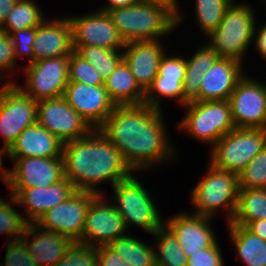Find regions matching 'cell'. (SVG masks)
Instances as JSON below:
<instances>
[{"label": "cell", "mask_w": 266, "mask_h": 266, "mask_svg": "<svg viewBox=\"0 0 266 266\" xmlns=\"http://www.w3.org/2000/svg\"><path fill=\"white\" fill-rule=\"evenodd\" d=\"M162 112L145 104L116 106L98 129L132 171L149 169L176 155L168 142Z\"/></svg>", "instance_id": "obj_1"}, {"label": "cell", "mask_w": 266, "mask_h": 266, "mask_svg": "<svg viewBox=\"0 0 266 266\" xmlns=\"http://www.w3.org/2000/svg\"><path fill=\"white\" fill-rule=\"evenodd\" d=\"M62 157L65 178L76 190L102 194L96 189L101 182L109 180L114 186L133 174L120 151L99 129L64 143Z\"/></svg>", "instance_id": "obj_2"}, {"label": "cell", "mask_w": 266, "mask_h": 266, "mask_svg": "<svg viewBox=\"0 0 266 266\" xmlns=\"http://www.w3.org/2000/svg\"><path fill=\"white\" fill-rule=\"evenodd\" d=\"M107 13L125 43L159 40L177 27L176 16L162 5L138 1Z\"/></svg>", "instance_id": "obj_3"}, {"label": "cell", "mask_w": 266, "mask_h": 266, "mask_svg": "<svg viewBox=\"0 0 266 266\" xmlns=\"http://www.w3.org/2000/svg\"><path fill=\"white\" fill-rule=\"evenodd\" d=\"M250 4H231L219 26L207 36L208 45L219 58H230L242 63L244 53L254 39L255 17Z\"/></svg>", "instance_id": "obj_4"}, {"label": "cell", "mask_w": 266, "mask_h": 266, "mask_svg": "<svg viewBox=\"0 0 266 266\" xmlns=\"http://www.w3.org/2000/svg\"><path fill=\"white\" fill-rule=\"evenodd\" d=\"M206 176L191 192L197 211L194 214L213 217L221 207H226L228 223L233 219L238 199V176L209 163Z\"/></svg>", "instance_id": "obj_5"}, {"label": "cell", "mask_w": 266, "mask_h": 266, "mask_svg": "<svg viewBox=\"0 0 266 266\" xmlns=\"http://www.w3.org/2000/svg\"><path fill=\"white\" fill-rule=\"evenodd\" d=\"M265 146L266 129L234 128L211 146L210 163L238 176Z\"/></svg>", "instance_id": "obj_6"}, {"label": "cell", "mask_w": 266, "mask_h": 266, "mask_svg": "<svg viewBox=\"0 0 266 266\" xmlns=\"http://www.w3.org/2000/svg\"><path fill=\"white\" fill-rule=\"evenodd\" d=\"M181 120L180 129L212 146L235 127L228 100L194 101Z\"/></svg>", "instance_id": "obj_7"}, {"label": "cell", "mask_w": 266, "mask_h": 266, "mask_svg": "<svg viewBox=\"0 0 266 266\" xmlns=\"http://www.w3.org/2000/svg\"><path fill=\"white\" fill-rule=\"evenodd\" d=\"M113 188L116 196L114 206L123 217L126 229L132 223L153 234L163 225L153 199L133 174Z\"/></svg>", "instance_id": "obj_8"}, {"label": "cell", "mask_w": 266, "mask_h": 266, "mask_svg": "<svg viewBox=\"0 0 266 266\" xmlns=\"http://www.w3.org/2000/svg\"><path fill=\"white\" fill-rule=\"evenodd\" d=\"M37 122V101L25 94L15 82L0 88V132L4 148L10 149L21 132Z\"/></svg>", "instance_id": "obj_9"}, {"label": "cell", "mask_w": 266, "mask_h": 266, "mask_svg": "<svg viewBox=\"0 0 266 266\" xmlns=\"http://www.w3.org/2000/svg\"><path fill=\"white\" fill-rule=\"evenodd\" d=\"M24 71L26 88L15 84L33 100L60 97L69 83V56L38 60L28 64Z\"/></svg>", "instance_id": "obj_10"}, {"label": "cell", "mask_w": 266, "mask_h": 266, "mask_svg": "<svg viewBox=\"0 0 266 266\" xmlns=\"http://www.w3.org/2000/svg\"><path fill=\"white\" fill-rule=\"evenodd\" d=\"M37 122L63 144L80 139L93 130L64 96L38 101Z\"/></svg>", "instance_id": "obj_11"}, {"label": "cell", "mask_w": 266, "mask_h": 266, "mask_svg": "<svg viewBox=\"0 0 266 266\" xmlns=\"http://www.w3.org/2000/svg\"><path fill=\"white\" fill-rule=\"evenodd\" d=\"M97 195L91 191L76 190L66 201L48 210L37 224L43 229L81 243L86 213Z\"/></svg>", "instance_id": "obj_12"}, {"label": "cell", "mask_w": 266, "mask_h": 266, "mask_svg": "<svg viewBox=\"0 0 266 266\" xmlns=\"http://www.w3.org/2000/svg\"><path fill=\"white\" fill-rule=\"evenodd\" d=\"M228 102L236 128L266 129V85L243 76Z\"/></svg>", "instance_id": "obj_13"}, {"label": "cell", "mask_w": 266, "mask_h": 266, "mask_svg": "<svg viewBox=\"0 0 266 266\" xmlns=\"http://www.w3.org/2000/svg\"><path fill=\"white\" fill-rule=\"evenodd\" d=\"M98 194L90 203L86 213L81 244L98 247L108 245L125 235L123 217L113 204L109 205L103 196Z\"/></svg>", "instance_id": "obj_14"}, {"label": "cell", "mask_w": 266, "mask_h": 266, "mask_svg": "<svg viewBox=\"0 0 266 266\" xmlns=\"http://www.w3.org/2000/svg\"><path fill=\"white\" fill-rule=\"evenodd\" d=\"M72 26L73 47L98 46L106 49L124 48L125 42L107 12L69 17Z\"/></svg>", "instance_id": "obj_15"}, {"label": "cell", "mask_w": 266, "mask_h": 266, "mask_svg": "<svg viewBox=\"0 0 266 266\" xmlns=\"http://www.w3.org/2000/svg\"><path fill=\"white\" fill-rule=\"evenodd\" d=\"M63 96L93 129H98L116 107L104 85L69 82Z\"/></svg>", "instance_id": "obj_16"}, {"label": "cell", "mask_w": 266, "mask_h": 266, "mask_svg": "<svg viewBox=\"0 0 266 266\" xmlns=\"http://www.w3.org/2000/svg\"><path fill=\"white\" fill-rule=\"evenodd\" d=\"M10 189L48 187L65 178L63 157L11 158Z\"/></svg>", "instance_id": "obj_17"}, {"label": "cell", "mask_w": 266, "mask_h": 266, "mask_svg": "<svg viewBox=\"0 0 266 266\" xmlns=\"http://www.w3.org/2000/svg\"><path fill=\"white\" fill-rule=\"evenodd\" d=\"M211 218L197 214L180 213L164 223L179 241L187 257L200 249H207L216 241L215 232L211 227Z\"/></svg>", "instance_id": "obj_18"}, {"label": "cell", "mask_w": 266, "mask_h": 266, "mask_svg": "<svg viewBox=\"0 0 266 266\" xmlns=\"http://www.w3.org/2000/svg\"><path fill=\"white\" fill-rule=\"evenodd\" d=\"M10 190L11 196H14L16 199V204H22L27 207V223H37L48 210L66 201L76 191L73 184L67 178L48 187Z\"/></svg>", "instance_id": "obj_19"}, {"label": "cell", "mask_w": 266, "mask_h": 266, "mask_svg": "<svg viewBox=\"0 0 266 266\" xmlns=\"http://www.w3.org/2000/svg\"><path fill=\"white\" fill-rule=\"evenodd\" d=\"M30 235L33 237L31 242L28 239ZM22 239L37 266H55L75 243L71 238L43 229L37 223L26 225Z\"/></svg>", "instance_id": "obj_20"}, {"label": "cell", "mask_w": 266, "mask_h": 266, "mask_svg": "<svg viewBox=\"0 0 266 266\" xmlns=\"http://www.w3.org/2000/svg\"><path fill=\"white\" fill-rule=\"evenodd\" d=\"M34 62L42 59L70 56L73 49L72 26L68 18L44 20L36 27L32 46Z\"/></svg>", "instance_id": "obj_21"}, {"label": "cell", "mask_w": 266, "mask_h": 266, "mask_svg": "<svg viewBox=\"0 0 266 266\" xmlns=\"http://www.w3.org/2000/svg\"><path fill=\"white\" fill-rule=\"evenodd\" d=\"M162 47L158 40L125 43L123 59L144 92L158 74L161 57L165 54Z\"/></svg>", "instance_id": "obj_22"}, {"label": "cell", "mask_w": 266, "mask_h": 266, "mask_svg": "<svg viewBox=\"0 0 266 266\" xmlns=\"http://www.w3.org/2000/svg\"><path fill=\"white\" fill-rule=\"evenodd\" d=\"M239 61L218 58L201 82L200 101L228 100L238 81L245 75Z\"/></svg>", "instance_id": "obj_23"}, {"label": "cell", "mask_w": 266, "mask_h": 266, "mask_svg": "<svg viewBox=\"0 0 266 266\" xmlns=\"http://www.w3.org/2000/svg\"><path fill=\"white\" fill-rule=\"evenodd\" d=\"M63 143L38 122L25 128L9 149V158L62 157Z\"/></svg>", "instance_id": "obj_24"}, {"label": "cell", "mask_w": 266, "mask_h": 266, "mask_svg": "<svg viewBox=\"0 0 266 266\" xmlns=\"http://www.w3.org/2000/svg\"><path fill=\"white\" fill-rule=\"evenodd\" d=\"M104 88L116 106L141 105L145 98V92L137 84L124 59L104 80Z\"/></svg>", "instance_id": "obj_25"}, {"label": "cell", "mask_w": 266, "mask_h": 266, "mask_svg": "<svg viewBox=\"0 0 266 266\" xmlns=\"http://www.w3.org/2000/svg\"><path fill=\"white\" fill-rule=\"evenodd\" d=\"M218 58V54L206 44L201 46L192 57L186 59V74L183 82L184 106L190 102L200 101L202 78Z\"/></svg>", "instance_id": "obj_26"}, {"label": "cell", "mask_w": 266, "mask_h": 266, "mask_svg": "<svg viewBox=\"0 0 266 266\" xmlns=\"http://www.w3.org/2000/svg\"><path fill=\"white\" fill-rule=\"evenodd\" d=\"M231 240L240 260L246 266H266V241L245 226L229 224Z\"/></svg>", "instance_id": "obj_27"}, {"label": "cell", "mask_w": 266, "mask_h": 266, "mask_svg": "<svg viewBox=\"0 0 266 266\" xmlns=\"http://www.w3.org/2000/svg\"><path fill=\"white\" fill-rule=\"evenodd\" d=\"M261 219H266V189H239L236 211L228 224L246 226Z\"/></svg>", "instance_id": "obj_28"}, {"label": "cell", "mask_w": 266, "mask_h": 266, "mask_svg": "<svg viewBox=\"0 0 266 266\" xmlns=\"http://www.w3.org/2000/svg\"><path fill=\"white\" fill-rule=\"evenodd\" d=\"M108 246L130 266H156V248L154 250L138 238L125 234Z\"/></svg>", "instance_id": "obj_29"}, {"label": "cell", "mask_w": 266, "mask_h": 266, "mask_svg": "<svg viewBox=\"0 0 266 266\" xmlns=\"http://www.w3.org/2000/svg\"><path fill=\"white\" fill-rule=\"evenodd\" d=\"M152 235L158 238L156 266H187L188 257L174 234L164 224Z\"/></svg>", "instance_id": "obj_30"}, {"label": "cell", "mask_w": 266, "mask_h": 266, "mask_svg": "<svg viewBox=\"0 0 266 266\" xmlns=\"http://www.w3.org/2000/svg\"><path fill=\"white\" fill-rule=\"evenodd\" d=\"M44 21L42 12L33 0H18L0 29L8 34L28 27H38Z\"/></svg>", "instance_id": "obj_31"}, {"label": "cell", "mask_w": 266, "mask_h": 266, "mask_svg": "<svg viewBox=\"0 0 266 266\" xmlns=\"http://www.w3.org/2000/svg\"><path fill=\"white\" fill-rule=\"evenodd\" d=\"M73 49L94 66L103 80L107 79L123 60V52L121 53L117 49H106L98 46H81L73 47Z\"/></svg>", "instance_id": "obj_32"}, {"label": "cell", "mask_w": 266, "mask_h": 266, "mask_svg": "<svg viewBox=\"0 0 266 266\" xmlns=\"http://www.w3.org/2000/svg\"><path fill=\"white\" fill-rule=\"evenodd\" d=\"M197 23L209 36L221 23L228 7L234 0H196Z\"/></svg>", "instance_id": "obj_33"}, {"label": "cell", "mask_w": 266, "mask_h": 266, "mask_svg": "<svg viewBox=\"0 0 266 266\" xmlns=\"http://www.w3.org/2000/svg\"><path fill=\"white\" fill-rule=\"evenodd\" d=\"M184 80L163 79V77H155L151 86L145 92L143 104L152 108L162 110L160 98L168 97L169 99L176 98L184 105Z\"/></svg>", "instance_id": "obj_34"}, {"label": "cell", "mask_w": 266, "mask_h": 266, "mask_svg": "<svg viewBox=\"0 0 266 266\" xmlns=\"http://www.w3.org/2000/svg\"><path fill=\"white\" fill-rule=\"evenodd\" d=\"M239 189H266V146L238 175Z\"/></svg>", "instance_id": "obj_35"}, {"label": "cell", "mask_w": 266, "mask_h": 266, "mask_svg": "<svg viewBox=\"0 0 266 266\" xmlns=\"http://www.w3.org/2000/svg\"><path fill=\"white\" fill-rule=\"evenodd\" d=\"M12 202L0 199V234H8L10 240L22 238L26 225V218L14 209L16 199L11 197ZM13 204V205H12ZM13 206V207H12Z\"/></svg>", "instance_id": "obj_36"}, {"label": "cell", "mask_w": 266, "mask_h": 266, "mask_svg": "<svg viewBox=\"0 0 266 266\" xmlns=\"http://www.w3.org/2000/svg\"><path fill=\"white\" fill-rule=\"evenodd\" d=\"M69 82H79L86 85H104V80L100 73L74 50L69 56Z\"/></svg>", "instance_id": "obj_37"}, {"label": "cell", "mask_w": 266, "mask_h": 266, "mask_svg": "<svg viewBox=\"0 0 266 266\" xmlns=\"http://www.w3.org/2000/svg\"><path fill=\"white\" fill-rule=\"evenodd\" d=\"M55 266H98L97 247L75 242Z\"/></svg>", "instance_id": "obj_38"}, {"label": "cell", "mask_w": 266, "mask_h": 266, "mask_svg": "<svg viewBox=\"0 0 266 266\" xmlns=\"http://www.w3.org/2000/svg\"><path fill=\"white\" fill-rule=\"evenodd\" d=\"M14 45V56L21 57L27 55L28 64L34 63L33 44L36 37V27H28L20 31H11L9 33Z\"/></svg>", "instance_id": "obj_39"}, {"label": "cell", "mask_w": 266, "mask_h": 266, "mask_svg": "<svg viewBox=\"0 0 266 266\" xmlns=\"http://www.w3.org/2000/svg\"><path fill=\"white\" fill-rule=\"evenodd\" d=\"M0 266H37L35 261L30 257L25 241L20 238L9 241L4 264Z\"/></svg>", "instance_id": "obj_40"}, {"label": "cell", "mask_w": 266, "mask_h": 266, "mask_svg": "<svg viewBox=\"0 0 266 266\" xmlns=\"http://www.w3.org/2000/svg\"><path fill=\"white\" fill-rule=\"evenodd\" d=\"M186 74V59L183 57L167 56L161 57L158 74L156 77L170 80H184Z\"/></svg>", "instance_id": "obj_41"}, {"label": "cell", "mask_w": 266, "mask_h": 266, "mask_svg": "<svg viewBox=\"0 0 266 266\" xmlns=\"http://www.w3.org/2000/svg\"><path fill=\"white\" fill-rule=\"evenodd\" d=\"M221 250L216 241L207 249H200L194 254H190L187 259V266H224Z\"/></svg>", "instance_id": "obj_42"}, {"label": "cell", "mask_w": 266, "mask_h": 266, "mask_svg": "<svg viewBox=\"0 0 266 266\" xmlns=\"http://www.w3.org/2000/svg\"><path fill=\"white\" fill-rule=\"evenodd\" d=\"M14 45L11 36L0 29V72L1 70H12L15 67ZM3 79L0 74V80Z\"/></svg>", "instance_id": "obj_43"}, {"label": "cell", "mask_w": 266, "mask_h": 266, "mask_svg": "<svg viewBox=\"0 0 266 266\" xmlns=\"http://www.w3.org/2000/svg\"><path fill=\"white\" fill-rule=\"evenodd\" d=\"M97 254L98 266H130L117 253L113 252L108 245L98 246Z\"/></svg>", "instance_id": "obj_44"}, {"label": "cell", "mask_w": 266, "mask_h": 266, "mask_svg": "<svg viewBox=\"0 0 266 266\" xmlns=\"http://www.w3.org/2000/svg\"><path fill=\"white\" fill-rule=\"evenodd\" d=\"M256 25L254 28V36L253 38L255 39V48L257 49L258 53L264 58L266 59V24H264L263 26H261V28L259 29V31H256ZM257 33V34H256ZM256 35V36H255Z\"/></svg>", "instance_id": "obj_45"}, {"label": "cell", "mask_w": 266, "mask_h": 266, "mask_svg": "<svg viewBox=\"0 0 266 266\" xmlns=\"http://www.w3.org/2000/svg\"><path fill=\"white\" fill-rule=\"evenodd\" d=\"M141 2L162 5L168 8L176 16V25H179L182 21V15L179 13L177 0H139Z\"/></svg>", "instance_id": "obj_46"}, {"label": "cell", "mask_w": 266, "mask_h": 266, "mask_svg": "<svg viewBox=\"0 0 266 266\" xmlns=\"http://www.w3.org/2000/svg\"><path fill=\"white\" fill-rule=\"evenodd\" d=\"M245 227L266 241V219L249 222Z\"/></svg>", "instance_id": "obj_47"}, {"label": "cell", "mask_w": 266, "mask_h": 266, "mask_svg": "<svg viewBox=\"0 0 266 266\" xmlns=\"http://www.w3.org/2000/svg\"><path fill=\"white\" fill-rule=\"evenodd\" d=\"M18 0H0V26L5 22L7 15L13 10Z\"/></svg>", "instance_id": "obj_48"}, {"label": "cell", "mask_w": 266, "mask_h": 266, "mask_svg": "<svg viewBox=\"0 0 266 266\" xmlns=\"http://www.w3.org/2000/svg\"><path fill=\"white\" fill-rule=\"evenodd\" d=\"M109 1V4L104 8H101L99 10L108 12L116 8H122V7H128L130 5L135 4L139 0H107Z\"/></svg>", "instance_id": "obj_49"}, {"label": "cell", "mask_w": 266, "mask_h": 266, "mask_svg": "<svg viewBox=\"0 0 266 266\" xmlns=\"http://www.w3.org/2000/svg\"><path fill=\"white\" fill-rule=\"evenodd\" d=\"M9 154V149H7V148H4V147H2V149H0V170H1V179H3L2 181L4 182V183H6L7 184V186L9 187L10 186V183H11V170H3L1 167H2V157H3V155L4 154ZM3 171V172H2Z\"/></svg>", "instance_id": "obj_50"}]
</instances>
